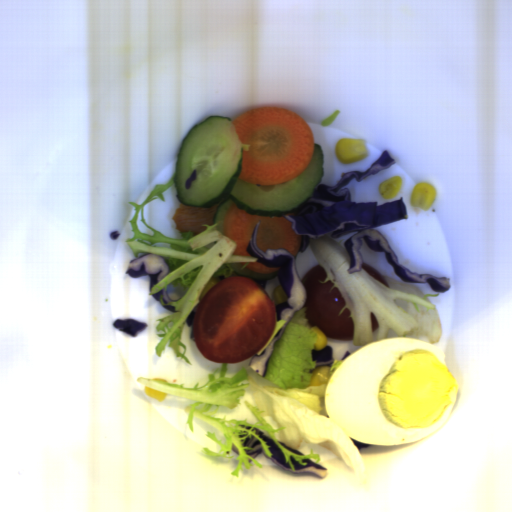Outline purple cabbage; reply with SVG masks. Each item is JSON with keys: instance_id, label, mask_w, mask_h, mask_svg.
<instances>
[{"instance_id": "1", "label": "purple cabbage", "mask_w": 512, "mask_h": 512, "mask_svg": "<svg viewBox=\"0 0 512 512\" xmlns=\"http://www.w3.org/2000/svg\"><path fill=\"white\" fill-rule=\"evenodd\" d=\"M395 163V158L385 150L365 172H348L335 185L319 183L311 197L283 217L292 222V228L300 236L298 252L306 250L311 237L329 232L332 239H338L345 234L357 232L344 241L350 257L349 273L358 272L362 268L360 248L363 238L372 251L384 253L386 261L401 281L427 283L435 292L446 293L451 286L450 278L416 273L402 265L387 239L376 229L407 219L408 209L404 198L382 205H378V201L357 203L351 199L350 188H344L353 179L363 182L368 176L389 169Z\"/></svg>"}, {"instance_id": "2", "label": "purple cabbage", "mask_w": 512, "mask_h": 512, "mask_svg": "<svg viewBox=\"0 0 512 512\" xmlns=\"http://www.w3.org/2000/svg\"><path fill=\"white\" fill-rule=\"evenodd\" d=\"M261 220L254 227L252 236L246 246V251L250 257H255L256 262L271 268H278L274 272L277 277L286 301L277 303L275 306L276 320H285V324L271 340L261 355H254L249 366L262 378L267 373L269 359L274 352V345L282 337L287 323L294 312L300 311L305 303L307 292L299 278L297 270V257L293 256L285 248L268 249L266 252L261 250L257 244V232Z\"/></svg>"}, {"instance_id": "3", "label": "purple cabbage", "mask_w": 512, "mask_h": 512, "mask_svg": "<svg viewBox=\"0 0 512 512\" xmlns=\"http://www.w3.org/2000/svg\"><path fill=\"white\" fill-rule=\"evenodd\" d=\"M125 273L131 278L147 275L149 277L148 292H150L151 288L169 273V266L162 256L150 252H140L129 261Z\"/></svg>"}, {"instance_id": "4", "label": "purple cabbage", "mask_w": 512, "mask_h": 512, "mask_svg": "<svg viewBox=\"0 0 512 512\" xmlns=\"http://www.w3.org/2000/svg\"><path fill=\"white\" fill-rule=\"evenodd\" d=\"M253 431L256 432V434L267 443V445L270 446L269 450L272 454L271 457H269L275 464H277L282 469L291 472V473H310L319 477H326L328 471L324 467L316 464L313 462L310 458L309 459H303V463H306L305 466H302L299 464L293 456H290V460L294 466V470L289 466V464L286 462V459L284 457V454L282 450L279 448V446L276 444L274 439L271 437V435L264 430H261L257 427L252 428Z\"/></svg>"}, {"instance_id": "5", "label": "purple cabbage", "mask_w": 512, "mask_h": 512, "mask_svg": "<svg viewBox=\"0 0 512 512\" xmlns=\"http://www.w3.org/2000/svg\"><path fill=\"white\" fill-rule=\"evenodd\" d=\"M147 323L138 322L135 319H116L113 323V327L118 329L124 334H127L132 337H137V335L145 330Z\"/></svg>"}, {"instance_id": "6", "label": "purple cabbage", "mask_w": 512, "mask_h": 512, "mask_svg": "<svg viewBox=\"0 0 512 512\" xmlns=\"http://www.w3.org/2000/svg\"><path fill=\"white\" fill-rule=\"evenodd\" d=\"M312 361H315L316 367L329 366L334 363V350L332 345L325 346L322 350H312Z\"/></svg>"}, {"instance_id": "7", "label": "purple cabbage", "mask_w": 512, "mask_h": 512, "mask_svg": "<svg viewBox=\"0 0 512 512\" xmlns=\"http://www.w3.org/2000/svg\"><path fill=\"white\" fill-rule=\"evenodd\" d=\"M244 446L251 448L250 450H246V454L252 457L253 459L260 455L262 451H264L262 444L258 438L254 435H250L244 440Z\"/></svg>"}, {"instance_id": "8", "label": "purple cabbage", "mask_w": 512, "mask_h": 512, "mask_svg": "<svg viewBox=\"0 0 512 512\" xmlns=\"http://www.w3.org/2000/svg\"><path fill=\"white\" fill-rule=\"evenodd\" d=\"M160 296H162V300H163V302H164V303H166V304H168V303H170V302H175V301H172V300L170 299V297H169V296H168V294H167V290H166V289H163V290L159 291L158 293H156V294L152 295V298H154L155 300H158V301H160V302H161V300H160Z\"/></svg>"}, {"instance_id": "9", "label": "purple cabbage", "mask_w": 512, "mask_h": 512, "mask_svg": "<svg viewBox=\"0 0 512 512\" xmlns=\"http://www.w3.org/2000/svg\"><path fill=\"white\" fill-rule=\"evenodd\" d=\"M196 312L192 310V312L186 317V324L190 328V337L195 340L193 323Z\"/></svg>"}, {"instance_id": "10", "label": "purple cabbage", "mask_w": 512, "mask_h": 512, "mask_svg": "<svg viewBox=\"0 0 512 512\" xmlns=\"http://www.w3.org/2000/svg\"><path fill=\"white\" fill-rule=\"evenodd\" d=\"M194 180H197V170L195 169L192 174L189 176V178L185 182V189H189L192 186V183Z\"/></svg>"}, {"instance_id": "11", "label": "purple cabbage", "mask_w": 512, "mask_h": 512, "mask_svg": "<svg viewBox=\"0 0 512 512\" xmlns=\"http://www.w3.org/2000/svg\"><path fill=\"white\" fill-rule=\"evenodd\" d=\"M351 439V438H350ZM352 442L356 445V447L359 449V451L362 449V448H369L371 444H367V443H363V442H360V441H357L355 439H351Z\"/></svg>"}, {"instance_id": "12", "label": "purple cabbage", "mask_w": 512, "mask_h": 512, "mask_svg": "<svg viewBox=\"0 0 512 512\" xmlns=\"http://www.w3.org/2000/svg\"><path fill=\"white\" fill-rule=\"evenodd\" d=\"M283 447H285L286 449H288L289 451L297 454V455H302V456H305L304 454H302L300 451H298L297 449H292L290 447H288L285 443V441H278Z\"/></svg>"}, {"instance_id": "13", "label": "purple cabbage", "mask_w": 512, "mask_h": 512, "mask_svg": "<svg viewBox=\"0 0 512 512\" xmlns=\"http://www.w3.org/2000/svg\"><path fill=\"white\" fill-rule=\"evenodd\" d=\"M350 354H351V353H350V351H347V350H346V351H345V353H344V355H343V357H342V359L340 360V361H341V363H342V362H343V361H344V360H345V359H346Z\"/></svg>"}, {"instance_id": "14", "label": "purple cabbage", "mask_w": 512, "mask_h": 512, "mask_svg": "<svg viewBox=\"0 0 512 512\" xmlns=\"http://www.w3.org/2000/svg\"><path fill=\"white\" fill-rule=\"evenodd\" d=\"M231 451L240 456L239 451L234 444L231 446Z\"/></svg>"}, {"instance_id": "15", "label": "purple cabbage", "mask_w": 512, "mask_h": 512, "mask_svg": "<svg viewBox=\"0 0 512 512\" xmlns=\"http://www.w3.org/2000/svg\"><path fill=\"white\" fill-rule=\"evenodd\" d=\"M164 306V305H163ZM165 309H167L168 311H171L174 313L175 311V307L173 305H169V306H164Z\"/></svg>"}]
</instances>
